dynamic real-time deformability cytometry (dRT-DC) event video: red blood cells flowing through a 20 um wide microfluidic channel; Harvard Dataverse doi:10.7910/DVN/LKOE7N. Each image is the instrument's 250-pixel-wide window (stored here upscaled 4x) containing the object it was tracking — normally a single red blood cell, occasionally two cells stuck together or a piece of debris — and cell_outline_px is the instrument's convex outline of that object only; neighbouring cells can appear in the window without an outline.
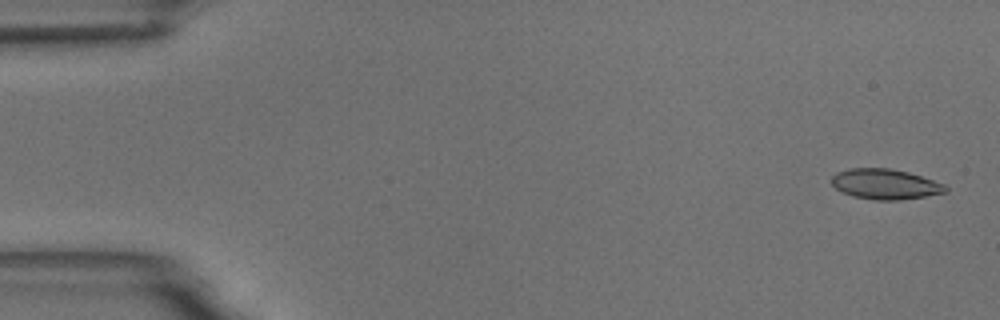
{"species": "common noctule bat (a hibernating species)", "species_latin": "Nyctalus noctula", "temperature_condition": "room temperature", "stored_images_in_passage": 55, "camera_frame_rate_fps": 3000, "um_per_image_px": 0.085, "animal": {"sex": "male", "body_mass_g": 18.8}, "frame": {"image": 1, "passage_image": 2, "time_ms": 0.333, "image_size_px": [1000, 320], "cell_outline_px": [[948, 192], [900, 200], [876, 200], [852, 196], [836, 188], [832, 184], [832, 176], [836, 172], [852, 168], [888, 168], [908, 172], [944, 184], [948, 188]], "centroid_in_image_um": [75.24, 15.65], "position_along_channel_um": 9.8, "area_um2": 19.94}}
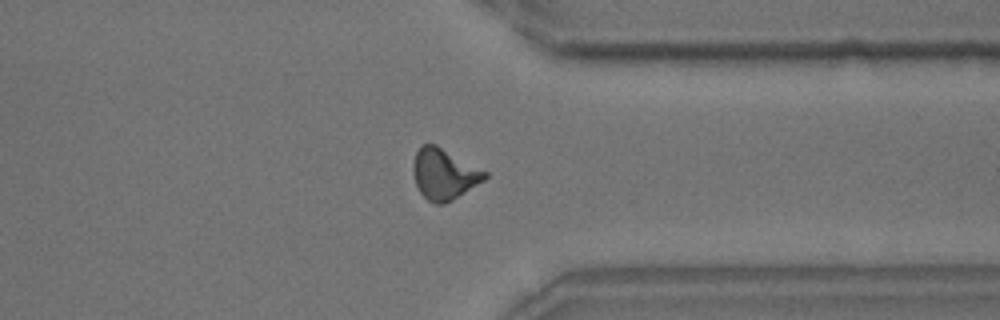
{"frame": {"image": 2, "passage_image": 43, "time_ms": 14.0, "image_size_px": [1000, 320], "cell_outline_px": [[488, 176], [484, 180], [452, 200], [444, 204], [436, 204], [428, 200], [420, 192], [416, 184], [412, 168], [412, 164], [416, 152], [420, 144], [436, 144], [488, 172]], "centroid_in_image_um": [37.73, 14.78], "position_along_channel_um": 373.7, "area_um2": 21.21}}
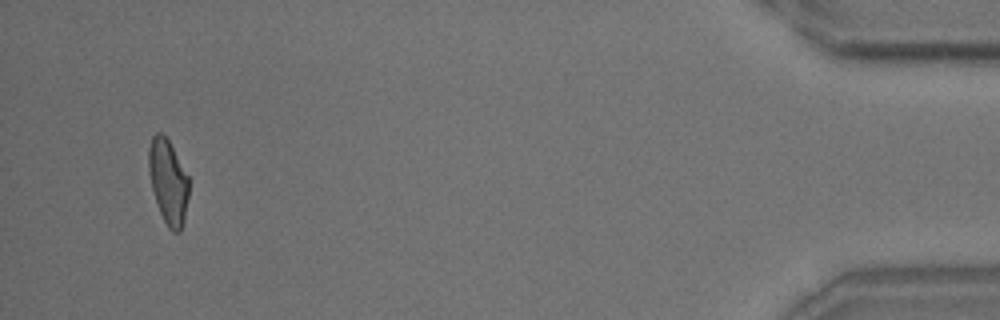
{"frame": {"image": 3, "passage_image": 53, "time_ms": 17.333, "image_size_px": [1000, 320], "cell_outline_px": [[188, 196], [184, 220], [180, 232], [172, 232], [168, 228], [160, 212], [152, 188], [148, 172], [148, 148], [152, 136], [156, 132], [160, 132], [168, 140], [188, 176]], "centroid_in_image_um": [14.28, 15.44], "position_along_channel_um": 420.9, "area_um2": 19.59}, "authors_computed_cell_mechanics": {"area_um2": 20.4612, "velocity_mm_per_s": 3.6481, "shape_relaxation_time_tau1_ms": 10.3007, "shape_relaxation_time_tau2_ms": 1.1467, "deformation_change_tau1": 0.2273, "deformation_change_tau2": 0.0619}}